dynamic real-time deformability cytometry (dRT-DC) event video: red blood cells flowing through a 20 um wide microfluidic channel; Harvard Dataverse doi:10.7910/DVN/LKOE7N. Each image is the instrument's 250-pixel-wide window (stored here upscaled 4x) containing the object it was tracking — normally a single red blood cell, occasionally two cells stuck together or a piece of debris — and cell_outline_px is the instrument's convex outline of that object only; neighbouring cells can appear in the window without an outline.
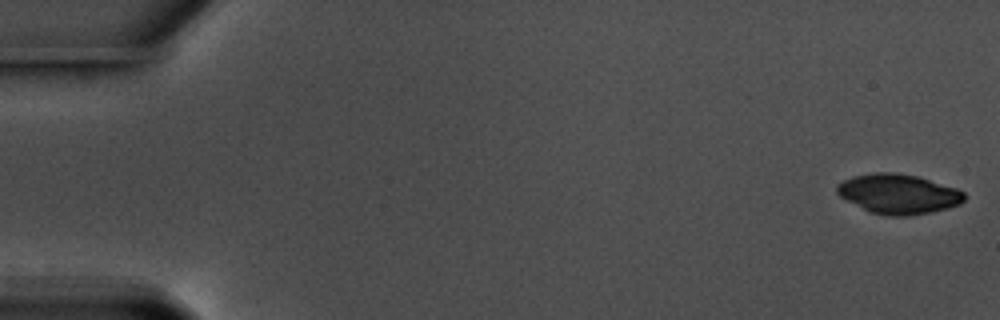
{"species": "common noctule bat (a hibernating species)", "species_latin": "Nyctalus noctula", "temperature_condition": "warm", "stored_images_in_passage": 57, "camera_frame_rate_fps": 3000, "um_per_image_px": 0.085, "animal": {"sex": "male", "body_mass_g": 17.5, "forearm_length_mm": 52.3}, "frame": {"image": 1, "passage_image": 1, "time_ms": 0.0, "image_size_px": [1000, 320], "cell_outline_px": [[964, 200], [960, 204], [948, 208], [932, 212], [908, 216], [888, 216], [872, 212], [840, 196], [836, 192], [836, 184], [852, 176], [872, 172], [896, 172], [916, 176], [956, 188], [964, 192]], "centroid_in_image_um": [76.36, 16.47], "position_along_channel_um": 8.6, "area_um2": 29.3}}
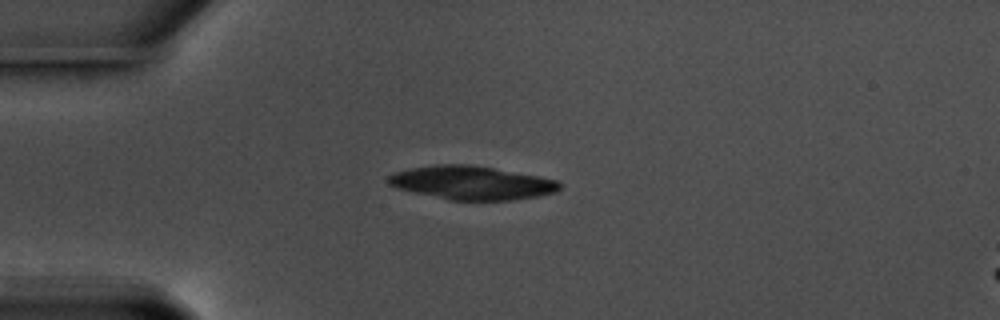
{"frame": {"image": 2, "passage_image": 15, "time_ms": 4.667, "image_size_px": [1000, 320], "cell_outline_px": [[560, 188], [556, 192], [536, 196], [512, 200], [448, 200], [400, 188], [388, 184], [388, 176], [396, 172], [412, 168], [436, 164], [468, 164], [492, 168], [536, 176], [556, 180], [560, 184]], "centroid_in_image_um": [40.09, 15.54], "position_along_channel_um": 44.9, "area_um2": 32.89}}